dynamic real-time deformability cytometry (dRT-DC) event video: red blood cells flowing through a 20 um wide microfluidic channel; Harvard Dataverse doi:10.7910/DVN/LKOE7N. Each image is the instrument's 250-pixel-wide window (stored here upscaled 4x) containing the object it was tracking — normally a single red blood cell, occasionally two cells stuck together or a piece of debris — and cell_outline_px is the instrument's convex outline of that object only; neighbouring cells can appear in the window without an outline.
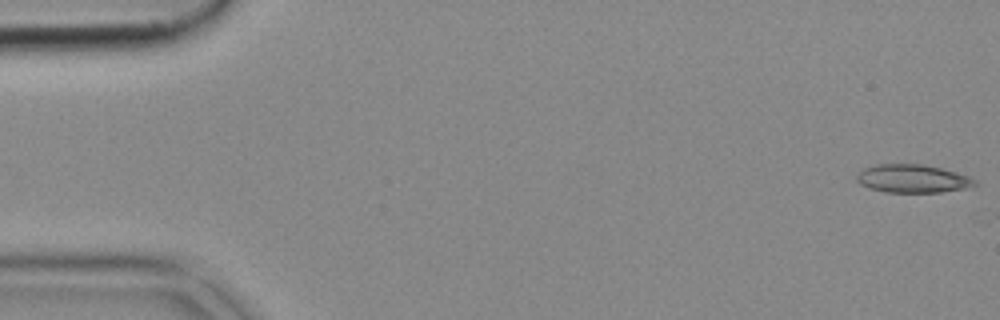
{"species": "common noctule bat (a hibernating species)", "species_latin": "Nyctalus noctula", "temperature_condition": "cold", "stored_images_in_passage": 7, "camera_frame_rate_fps": 3000, "um_per_image_px": 0.085, "animal": {"sex": "female", "body_mass_g": 18.4}, "frame": {"image": 1, "passage_image": 1, "time_ms": 0.0, "image_size_px": [1000, 320], "cell_outline_px": [[976, 184], [964, 188], [940, 192], [884, 192], [868, 188], [860, 184], [856, 180], [856, 176], [864, 168], [876, 164], [924, 164], [956, 172], [968, 176]], "centroid_in_image_um": [77.5, 15.18], "position_along_channel_um": 7.5, "area_um2": 19.19}}